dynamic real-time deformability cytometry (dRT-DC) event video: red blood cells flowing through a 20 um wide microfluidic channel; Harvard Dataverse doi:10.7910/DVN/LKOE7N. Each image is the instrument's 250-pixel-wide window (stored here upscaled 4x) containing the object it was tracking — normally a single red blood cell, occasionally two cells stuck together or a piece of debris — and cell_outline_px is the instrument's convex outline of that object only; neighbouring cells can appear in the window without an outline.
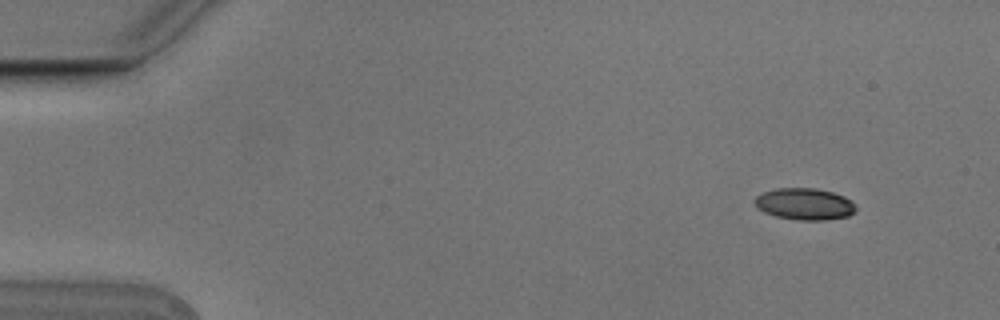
{"species": "Egyptian fruit bat (a non-hibernating species)", "species_latin": "Rousettus aegyptiacus", "temperature_condition": "cold", "stored_images_in_passage": 4, "camera_frame_rate_fps": 3000, "um_per_image_px": 0.085, "animal": {"sex": "male"}, "frame": {"image": 1, "passage_image": 1, "time_ms": 0.0, "image_size_px": [1000, 320], "cell_outline_px": [[856, 212], [848, 216], [824, 220], [796, 220], [776, 216], [764, 212], [752, 200], [760, 192], [776, 188], [816, 188], [832, 192], [844, 196], [852, 200], [856, 204]], "centroid_in_image_um": [68.4, 17.33], "position_along_channel_um": 16.6, "area_um2": 18.9}}
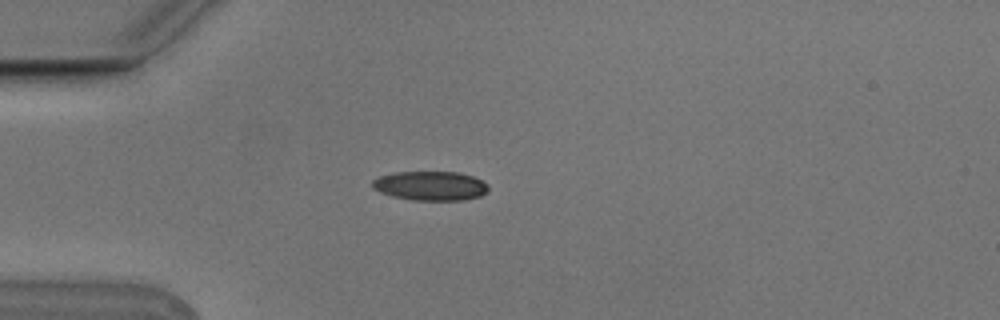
{"frame": {"image": 2, "passage_image": 4, "time_ms": 1.0, "image_size_px": [1000, 320], "cell_outline_px": [[488, 192], [480, 196], [464, 200], [416, 200], [392, 196], [380, 192], [372, 188], [372, 180], [380, 176], [396, 172], [460, 172], [472, 176], [488, 184]], "centroid_in_image_um": [36.6, 15.79], "position_along_channel_um": 48.4, "area_um2": 19.77}}